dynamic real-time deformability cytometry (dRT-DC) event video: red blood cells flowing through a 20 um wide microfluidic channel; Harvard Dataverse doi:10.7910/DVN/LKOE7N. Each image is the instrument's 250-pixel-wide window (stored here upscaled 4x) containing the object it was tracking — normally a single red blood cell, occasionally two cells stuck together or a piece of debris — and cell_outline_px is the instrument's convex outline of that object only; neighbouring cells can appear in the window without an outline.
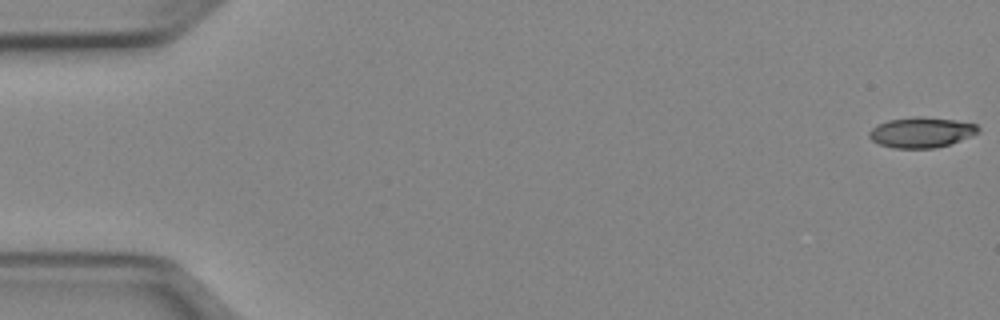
{"species": "Egyptian fruit bat (a non-hibernating species)", "species_latin": "Rousettus aegyptiacus", "temperature_condition": "cold", "stored_images_in_passage": 51, "camera_frame_rate_fps": 3000, "um_per_image_px": 0.085, "animal": {"sex": "female"}, "frame": {"image": 1, "passage_image": 1, "time_ms": 0.0, "image_size_px": [1000, 320], "cell_outline_px": [[980, 132], [972, 136], [936, 148], [892, 148], [880, 144], [872, 140], [868, 136], [868, 132], [876, 124], [888, 120], [916, 116], [924, 116], [956, 120], [976, 124], [980, 128]], "centroid_in_image_um": [78.31, 11.24], "position_along_channel_um": 6.7, "area_um2": 19.48}}
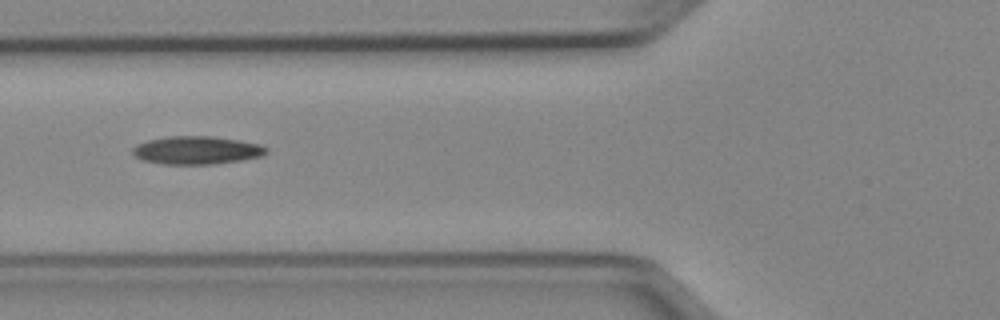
{"frame": {"image": 2, "passage_image": 20, "time_ms": 6.333, "image_size_px": [1000, 320], "cell_outline_px": [[268, 152], [260, 156], [240, 160], [212, 164], [160, 164], [144, 160], [136, 156], [132, 152], [132, 148], [136, 144], [148, 140], [168, 136], [212, 136], [240, 140], [260, 144], [268, 148]], "centroid_in_image_um": [16.72, 12.76], "position_along_channel_um": 109.1, "area_um2": 21.85}}
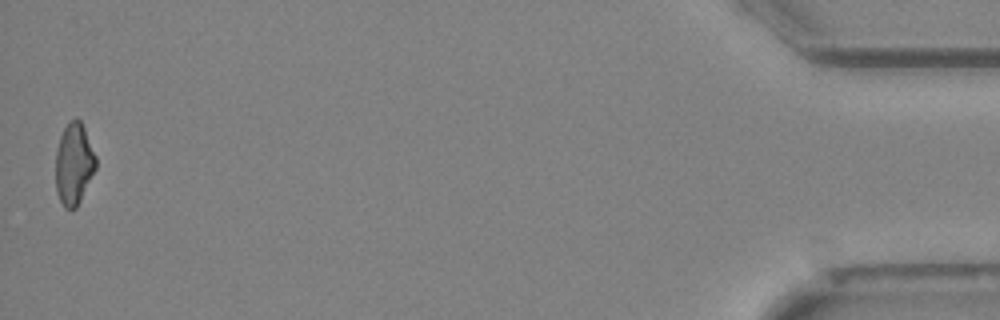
{"frame": {"image": 3, "passage_image": 51, "time_ms": 16.667, "image_size_px": [1000, 320], "cell_outline_px": [[96, 168], [76, 208], [64, 208], [56, 192], [56, 148], [60, 136], [64, 128], [76, 116], [80, 120], [84, 128], [96, 156]], "centroid_in_image_um": [6.27, 13.92], "position_along_channel_um": 428.9, "area_um2": 18.96}, "authors_computed_cell_mechanics": {"area_um2": 20.2878, "velocity_mm_per_s": 4.0013, "shape_relaxation_time_tau1_ms": null, "shape_relaxation_time_tau2_ms": 7.6802, "deformation_change_tau1": null, "deformation_change_tau2": 0.1717}}